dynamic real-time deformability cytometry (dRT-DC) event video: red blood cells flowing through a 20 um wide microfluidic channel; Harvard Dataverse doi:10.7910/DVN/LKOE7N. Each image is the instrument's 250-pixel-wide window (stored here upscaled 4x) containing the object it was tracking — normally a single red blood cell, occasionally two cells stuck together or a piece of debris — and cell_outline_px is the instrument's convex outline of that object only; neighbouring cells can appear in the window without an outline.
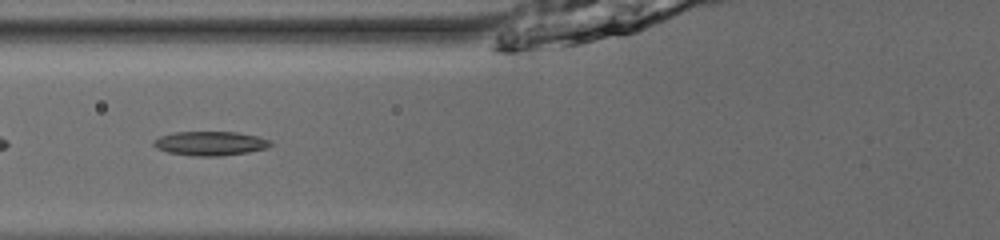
{"species": "common noctule bat (a hibernating species)", "species_latin": "Nyctalus noctula", "temperature_condition": "room temperature", "stored_images_in_passage": 38, "camera_frame_rate_fps": 3000, "um_per_image_px": 0.085, "animal": {"sex": "male", "body_mass_g": 13.0, "forearm_length_mm": 53.1}, "frame": {"image": 1, "passage_image": 8, "time_ms": 2.333, "image_size_px": [1000, 240], "cell_outline_px": [[272, 144], [268, 148], [248, 152], [220, 156], [192, 156], [168, 152], [156, 148], [152, 144], [152, 140], [160, 136], [176, 132], [236, 132], [260, 136], [268, 140]], "centroid_in_image_um": [17.86, 12.19], "position_along_channel_um": 107.9, "area_um2": 16.53}}
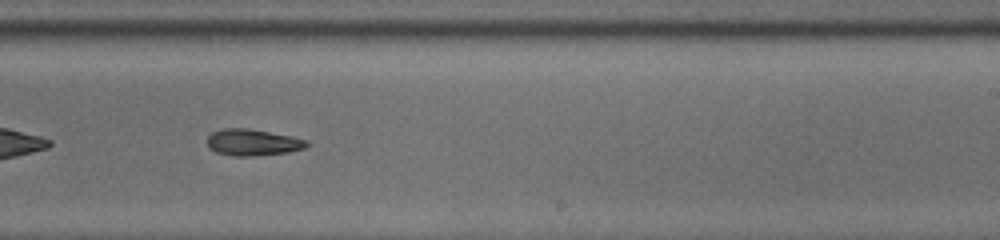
{"frame": {"image": 2, "passage_image": 20, "time_ms": 6.333, "image_size_px": [1000, 240], "cell_outline_px": [[312, 144], [304, 148], [288, 152], [252, 156], [232, 156], [216, 152], [208, 148], [208, 136], [212, 132], [224, 128], [248, 128], [292, 136], [308, 140]], "centroid_in_image_um": [21.5, 12.1], "position_along_channel_um": 267.5, "area_um2": 15.49}}
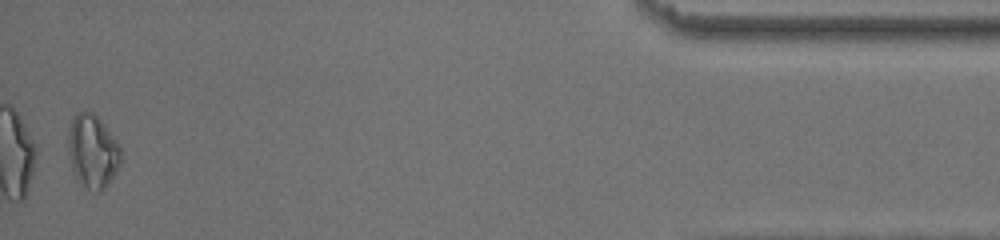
{"frame": {"image": 3, "passage_image": 37, "time_ms": 12.0, "image_size_px": [1000, 240], "cell_outline_px": [[120, 164], [116, 172], [104, 188], [100, 192], [96, 192], [88, 188], [76, 176], [72, 168], [68, 152], [68, 132], [72, 116], [76, 112], [84, 108], [92, 112], [100, 120], [120, 144]], "centroid_in_image_um": [7.86, 12.79], "position_along_channel_um": 427.3, "area_um2": 22.48}, "authors_computed_cell_mechanics": {"area_um2": 15.9528, "velocity_mm_per_s": 3.9793, "shape_relaxation_time_tau1_ms": 6.5879, "shape_relaxation_time_tau2_ms": null, "deformation_change_tau1": 0.1397, "deformation_change_tau2": null}}